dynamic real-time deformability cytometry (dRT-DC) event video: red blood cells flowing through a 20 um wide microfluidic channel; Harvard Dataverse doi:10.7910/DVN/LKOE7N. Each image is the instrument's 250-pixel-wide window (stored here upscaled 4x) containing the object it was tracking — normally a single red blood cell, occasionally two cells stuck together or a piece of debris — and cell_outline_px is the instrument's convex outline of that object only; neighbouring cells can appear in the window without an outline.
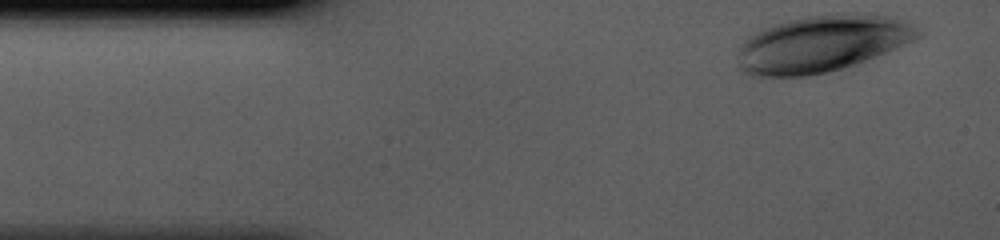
{"species": "human", "species_latin": "Homo sapiens", "temperature_condition": "cold", "stored_images_in_passage": 34, "camera_frame_rate_fps": 3000, "um_per_image_px": 0.085, "donor": {"sex": "male"}, "frame": {"image": 1, "passage_image": 1, "time_ms": 0.0, "image_size_px": [1000, 240], "cell_outline_px": [[920, 36], [904, 44], [856, 64], [808, 76], [752, 76], [744, 72], [740, 68], [740, 48], [744, 40], [748, 36], [764, 28], [788, 20], [808, 16], [884, 16], [900, 20], [920, 28]], "centroid_in_image_um": [69.8, 3.75], "position_along_channel_um": 15.2, "area_um2": 57.51}}
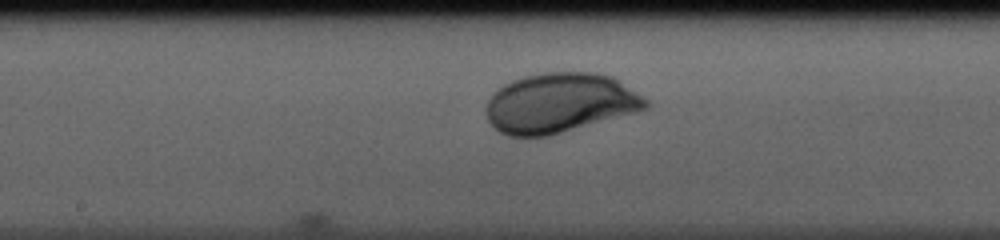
{"frame": {"image": 2, "passage_image": 19, "time_ms": 6.0, "image_size_px": [1000, 240], "cell_outline_px": [[648, 108], [548, 136], [508, 136], [500, 132], [488, 120], [488, 100], [492, 92], [504, 84], [512, 80], [524, 76], [548, 72], [592, 72], [612, 76], [648, 100]], "centroid_in_image_um": [47.57, 8.74], "position_along_channel_um": 200.6, "area_um2": 54.91}}
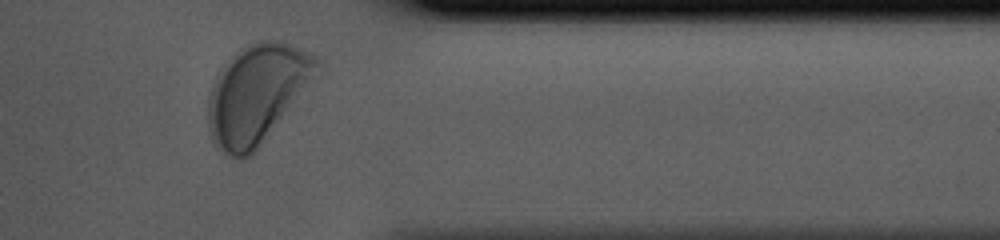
{"frame": {"image": 3, "passage_image": 33, "time_ms": 10.667, "image_size_px": [1000, 240], "cell_outline_px": [[320, 60], [312, 76], [252, 156], [232, 156], [212, 140], [208, 128], [208, 92], [216, 76], [240, 48], [260, 40], [280, 40], [300, 48], [316, 56]], "centroid_in_image_um": [21.76, 7.94], "position_along_channel_um": 389.6, "area_um2": 60.23}}